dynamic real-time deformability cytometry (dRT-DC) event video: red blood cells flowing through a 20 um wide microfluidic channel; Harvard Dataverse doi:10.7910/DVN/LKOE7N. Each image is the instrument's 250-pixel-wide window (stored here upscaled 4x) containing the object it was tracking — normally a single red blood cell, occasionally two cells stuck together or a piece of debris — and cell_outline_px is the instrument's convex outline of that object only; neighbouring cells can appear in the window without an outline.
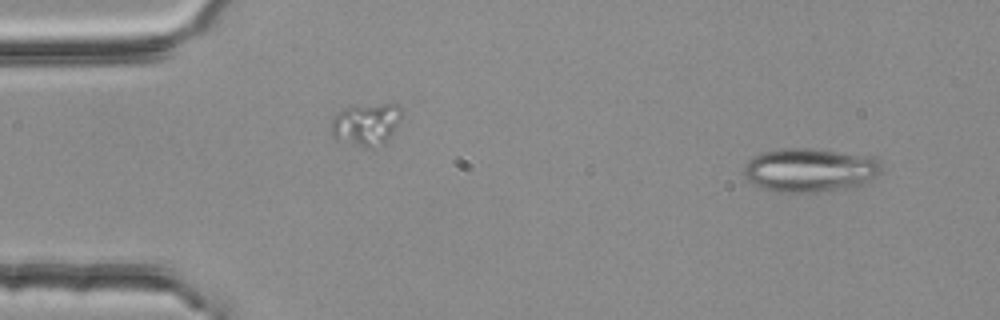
{"species": "common noctule bat (a hibernating species)", "species_latin": "Nyctalus noctula", "temperature_condition": "room temperature", "stored_images_in_passage": 4, "segment_of_instrument_passage": [2, 2], "camera_frame_rate_fps": 3000, "um_per_image_px": 0.085, "animal": {"sex": "female", "body_mass_g": 25.1}, "frame": {"image": 1, "passage_image": 4, "time_ms": 1.0, "image_size_px": [1000, 320], "cell_outline_px": [[880, 172], [876, 176], [864, 184], [848, 188], [816, 192], [776, 192], [760, 188], [752, 184], [740, 172], [744, 164], [752, 156], [764, 152], [780, 148], [812, 148], [876, 156], [880, 160]], "centroid_in_image_um": [68.81, 14.45], "position_along_channel_um": 16.2, "area_um2": 35.84}}